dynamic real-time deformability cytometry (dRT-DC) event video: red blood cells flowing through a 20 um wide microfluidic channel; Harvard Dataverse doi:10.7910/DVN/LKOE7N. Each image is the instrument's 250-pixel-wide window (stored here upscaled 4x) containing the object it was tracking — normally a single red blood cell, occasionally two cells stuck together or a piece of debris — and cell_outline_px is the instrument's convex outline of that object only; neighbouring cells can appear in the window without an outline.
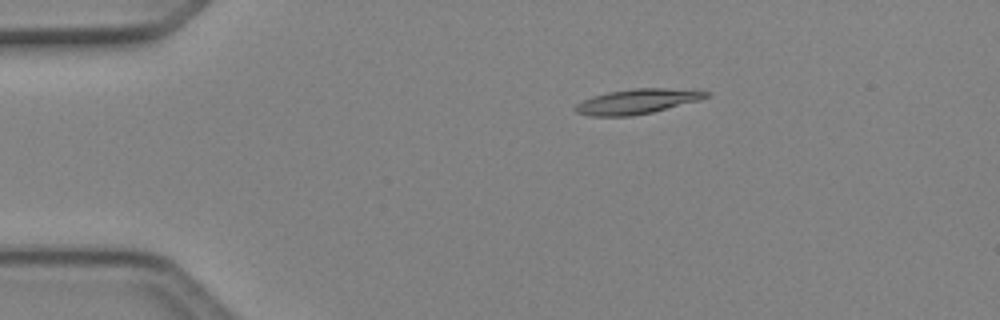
{"species": "Egyptian fruit bat (a non-hibernating species)", "species_latin": "Rousettus aegyptiacus", "temperature_condition": "cold", "stored_images_in_passage": 5, "camera_frame_rate_fps": 3000, "um_per_image_px": 0.085, "animal": {"sex": "female"}, "frame": {"image": 1, "passage_image": 3, "time_ms": 0.667, "image_size_px": [1000, 320], "cell_outline_px": [[712, 92], [708, 96], [700, 100], [652, 112], [632, 116], [592, 116], [576, 112], [572, 108], [576, 104], [592, 96], [608, 92], [632, 88], [664, 88]], "centroid_in_image_um": [54.12, 8.62], "position_along_channel_um": 30.9, "area_um2": 18.84}}
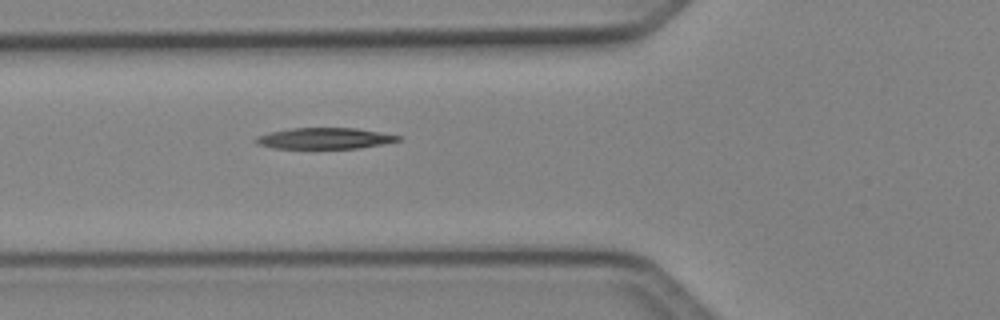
{"frame": {"image": 2, "passage_image": 5, "time_ms": 1.333, "image_size_px": [1000, 320], "cell_outline_px": [[400, 140], [360, 148], [272, 148], [256, 144], [252, 140], [256, 136], [272, 132], [292, 128], [356, 128], [400, 136]], "centroid_in_image_um": [27.51, 11.76], "position_along_channel_um": 98.3, "area_um2": 17.28}}